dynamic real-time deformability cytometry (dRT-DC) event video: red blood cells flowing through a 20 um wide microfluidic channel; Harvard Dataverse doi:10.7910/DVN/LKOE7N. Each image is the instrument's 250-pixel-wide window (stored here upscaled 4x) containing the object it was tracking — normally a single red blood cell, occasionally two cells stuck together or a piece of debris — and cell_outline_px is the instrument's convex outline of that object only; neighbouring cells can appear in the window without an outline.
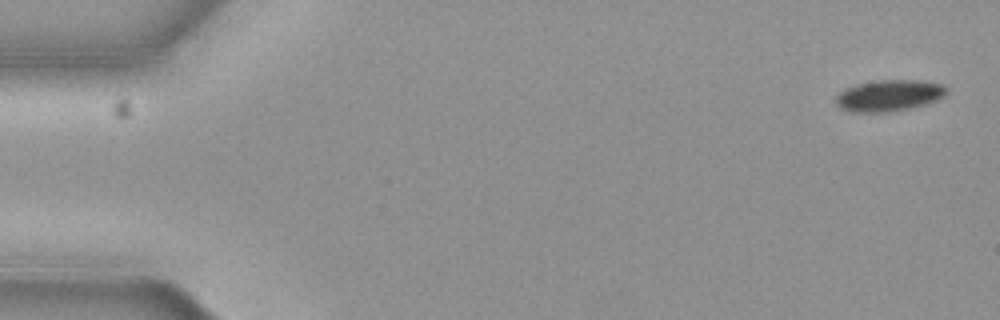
{"species": "common noctule bat (a hibernating species)", "species_latin": "Nyctalus noctula", "temperature_condition": "cold", "stored_images_in_passage": 3, "camera_frame_rate_fps": 3000, "um_per_image_px": 0.085, "animal": {"sex": "female", "body_mass_g": 19.3, "forearm_length_mm": 54.1}, "frame": {"image": 1, "passage_image": 1, "time_ms": 0.0, "image_size_px": [1000, 320], "cell_outline_px": [[948, 92], [944, 96], [936, 100], [924, 104], [908, 108], [888, 112], [852, 112], [840, 108], [836, 104], [836, 96], [844, 88], [856, 84], [880, 80], [920, 80], [944, 84], [948, 88]], "centroid_in_image_um": [75.57, 8.11], "position_along_channel_um": 9.4, "area_um2": 20.29}}